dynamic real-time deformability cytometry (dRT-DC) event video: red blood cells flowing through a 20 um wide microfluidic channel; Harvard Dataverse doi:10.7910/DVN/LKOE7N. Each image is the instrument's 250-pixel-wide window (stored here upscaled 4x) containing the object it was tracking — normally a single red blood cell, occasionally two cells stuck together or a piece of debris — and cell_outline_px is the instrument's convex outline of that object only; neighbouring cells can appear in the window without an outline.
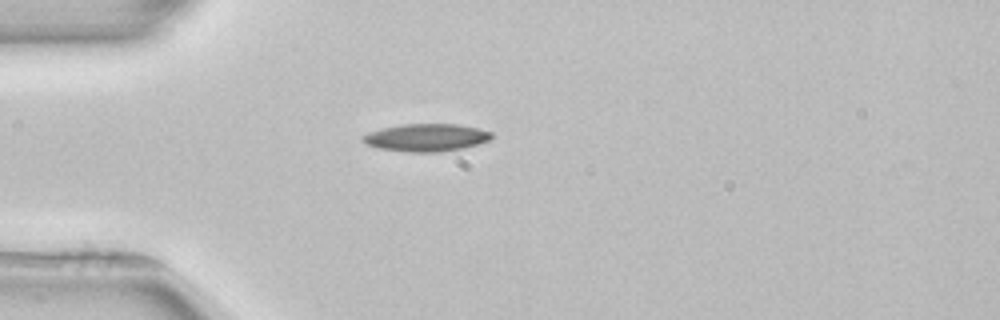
{"species": "common noctule bat (a hibernating species)", "species_latin": "Nyctalus noctula", "temperature_condition": "room temperature", "stored_images_in_passage": 39, "camera_frame_rate_fps": 3000, "um_per_image_px": 0.085, "animal": {"sex": "female", "body_mass_g": 22.7, "forearm_length_mm": 54.2}, "frame": {"image": 1, "passage_image": 1, "time_ms": 0.0, "image_size_px": [1000, 320], "cell_outline_px": [[492, 140], [480, 144], [464, 148], [440, 152], [408, 152], [380, 148], [364, 144], [360, 140], [360, 136], [368, 132], [400, 124], [456, 124], [476, 128], [492, 132]], "centroid_in_image_um": [36.22, 11.7], "position_along_channel_um": 48.8, "area_um2": 20.92}}
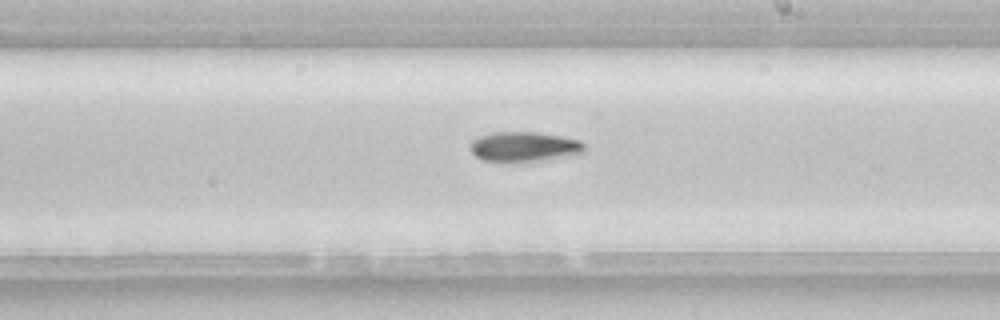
{"frame": {"image": 2, "passage_image": 17, "time_ms": 5.333, "image_size_px": [1000, 320], "cell_outline_px": [[584, 152], [552, 160], [524, 164], [508, 164], [484, 160], [476, 156], [468, 148], [472, 140], [480, 136], [492, 132], [536, 132], [564, 136], [580, 140], [584, 144]], "centroid_in_image_um": [44.55, 12.52], "position_along_channel_um": 244.5, "area_um2": 20.92}, "authors_computed_cell_mechanics": {"area_um2": 19.4208, "velocity_mm_per_s": 3.935, "shape_relaxation_time_tau1_ms": 6.0012, "shape_relaxation_time_tau2_ms": null, "deformation_change_tau1": 0.1532, "deformation_change_tau2": null}}